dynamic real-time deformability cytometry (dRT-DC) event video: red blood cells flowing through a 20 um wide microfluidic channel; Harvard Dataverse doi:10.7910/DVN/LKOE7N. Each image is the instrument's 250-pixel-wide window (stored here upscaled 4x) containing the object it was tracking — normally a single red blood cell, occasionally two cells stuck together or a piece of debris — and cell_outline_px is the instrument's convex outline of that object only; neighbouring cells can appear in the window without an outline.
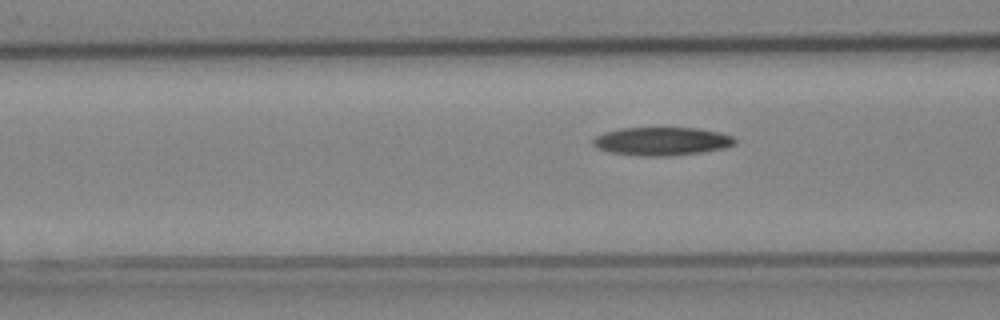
{"species": "Egyptian fruit bat (a non-hibernating species)", "species_latin": "Rousettus aegyptiacus", "temperature_condition": "cold", "stored_images_in_passage": 6, "camera_frame_rate_fps": 3000, "um_per_image_px": 0.085, "animal": {"sex": "female"}, "frame": {"image": 1, "passage_image": 5, "time_ms": 1.333, "image_size_px": [1000, 320], "cell_outline_px": [[736, 144], [724, 148], [700, 152], [668, 156], [640, 156], [612, 152], [596, 148], [592, 144], [592, 140], [596, 136], [604, 132], [620, 128], [700, 128], [720, 132], [732, 136], [736, 140]], "centroid_in_image_um": [56.25, 12.0], "position_along_channel_um": 110.4, "area_um2": 23.41}}
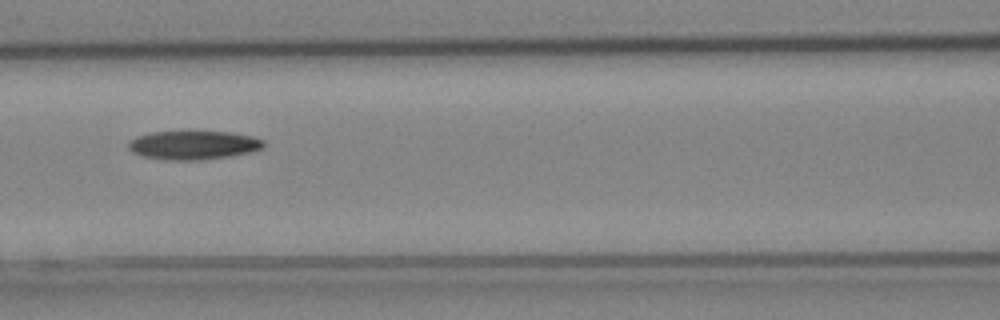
{"frame": {"image": 2, "passage_image": 6, "time_ms": 1.667, "image_size_px": [1000, 320], "cell_outline_px": [[264, 148], [248, 152], [228, 156], [200, 160], [164, 160], [140, 156], [132, 152], [128, 148], [128, 140], [136, 136], [152, 132], [228, 132], [252, 136], [264, 140]], "centroid_in_image_um": [16.38, 12.34], "position_along_channel_um": 150.2, "area_um2": 22.66}}